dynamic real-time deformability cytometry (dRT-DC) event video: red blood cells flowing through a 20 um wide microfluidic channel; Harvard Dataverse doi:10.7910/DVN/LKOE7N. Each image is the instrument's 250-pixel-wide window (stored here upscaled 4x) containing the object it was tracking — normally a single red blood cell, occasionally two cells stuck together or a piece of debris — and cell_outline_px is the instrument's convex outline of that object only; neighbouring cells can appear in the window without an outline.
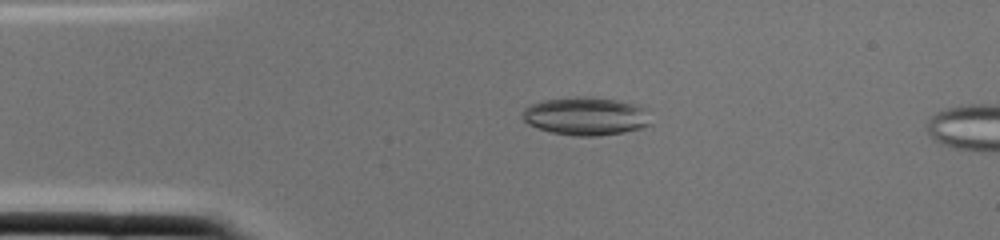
{"species": "common noctule bat (a hibernating species)", "species_latin": "Nyctalus noctula", "temperature_condition": "cold", "stored_images_in_passage": 2, "camera_frame_rate_fps": 3000, "um_per_image_px": 0.085, "animal": {"sex": "female", "body_mass_g": 22.0, "forearm_length_mm": 56.7}, "frame": {"image": 1, "passage_image": 1, "time_ms": 0.0, "image_size_px": [1000, 240], "cell_outline_px": [[652, 124], [644, 128], [624, 132], [596, 136], [572, 136], [552, 132], [528, 124], [520, 116], [524, 108], [528, 104], [544, 100], [576, 96], [592, 96], [616, 100], [648, 108]], "centroid_in_image_um": [49.82, 9.87], "position_along_channel_um": 35.2, "area_um2": 29.02}}